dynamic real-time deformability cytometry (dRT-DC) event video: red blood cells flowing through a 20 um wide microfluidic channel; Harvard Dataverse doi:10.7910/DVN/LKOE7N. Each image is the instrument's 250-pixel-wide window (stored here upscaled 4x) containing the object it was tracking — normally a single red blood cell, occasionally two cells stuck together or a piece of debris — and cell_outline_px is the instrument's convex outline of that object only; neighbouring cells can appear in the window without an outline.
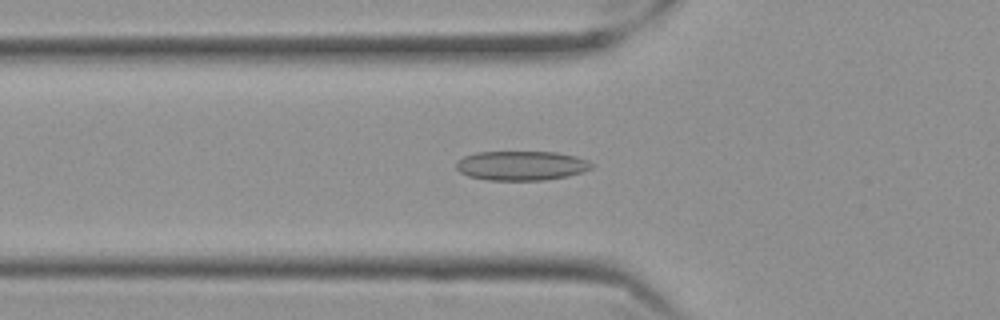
{"species": "Egyptian fruit bat (a non-hibernating species)", "species_latin": "Rousettus aegyptiacus", "temperature_condition": "cold", "stored_images_in_passage": 57, "camera_frame_rate_fps": 3000, "um_per_image_px": 0.085, "frame": {"image": 1, "passage_image": 20, "time_ms": 6.333, "image_size_px": [1000, 320], "cell_outline_px": [[592, 168], [568, 176], [544, 180], [488, 180], [468, 176], [460, 172], [456, 168], [456, 164], [464, 156], [476, 152], [556, 152], [576, 156], [588, 160], [592, 164]], "centroid_in_image_um": [44.31, 14.08], "position_along_channel_um": 81.5, "area_um2": 23.12}}
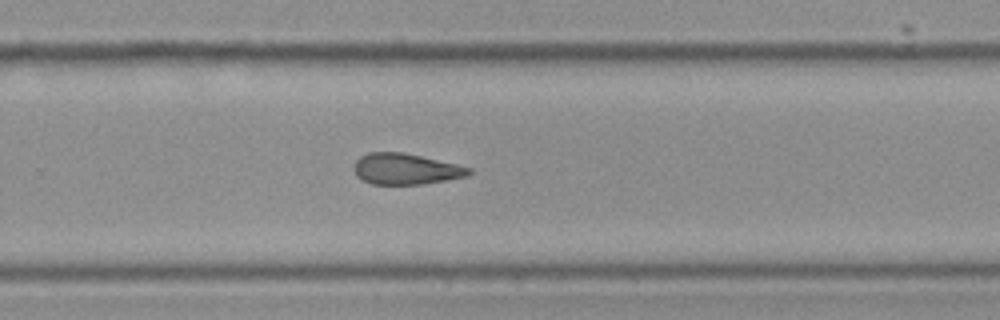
{"frame": {"image": 2, "passage_image": 38, "time_ms": 12.333, "image_size_px": [1000, 320], "cell_outline_px": [[472, 172], [464, 176], [424, 184], [372, 184], [356, 176], [352, 168], [356, 160], [360, 156], [368, 152], [404, 152], [456, 164], [472, 168]], "centroid_in_image_um": [34.43, 14.35], "position_along_channel_um": 295.4, "area_um2": 20.69}}
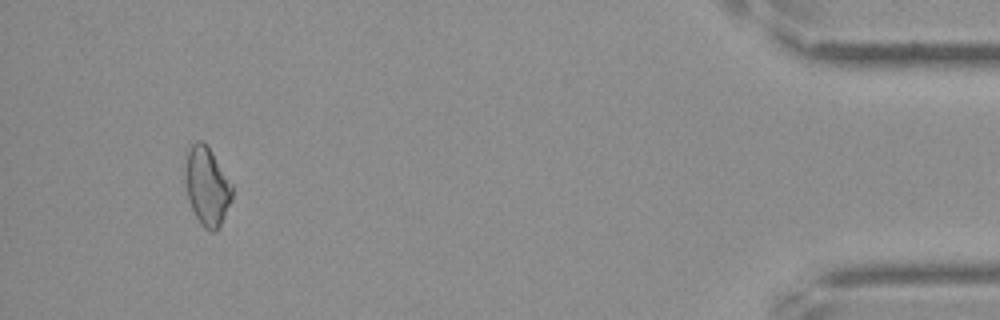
{"frame": {"image": 3, "passage_image": 54, "time_ms": 17.667, "image_size_px": [1000, 320], "cell_outline_px": [[232, 200], [216, 232], [212, 232], [204, 228], [200, 224], [188, 200], [184, 176], [184, 172], [188, 152], [192, 144], [196, 140], [204, 140], [232, 184]], "centroid_in_image_um": [17.58, 15.83], "position_along_channel_um": 417.6, "area_um2": 21.39}, "authors_computed_cell_mechanics": {"area_um2": 21.5016, "velocity_mm_per_s": 3.545, "shape_relaxation_time_tau1_ms": null, "shape_relaxation_time_tau2_ms": 3.5414, "deformation_change_tau1": null, "deformation_change_tau2": 0.1121}}